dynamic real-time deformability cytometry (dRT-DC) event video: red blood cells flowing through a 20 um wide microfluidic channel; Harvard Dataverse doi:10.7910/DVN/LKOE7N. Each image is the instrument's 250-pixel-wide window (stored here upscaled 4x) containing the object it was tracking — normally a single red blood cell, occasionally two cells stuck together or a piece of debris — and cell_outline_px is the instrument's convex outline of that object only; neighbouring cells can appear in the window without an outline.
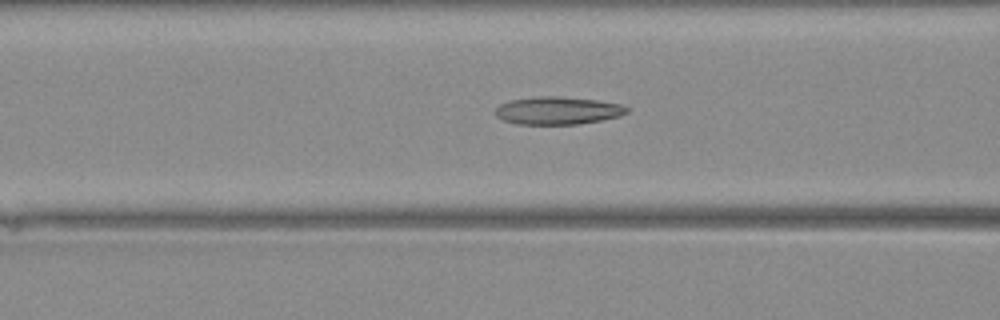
{"species": "Egyptian fruit bat (a non-hibernating species)", "species_latin": "Rousettus aegyptiacus", "temperature_condition": "warm", "stored_images_in_passage": 18, "camera_frame_rate_fps": 3000, "um_per_image_px": 0.085, "animal": {"sex": "female"}, "frame": {"image": 1, "passage_image": 7, "time_ms": 2.0, "image_size_px": [1000, 320], "cell_outline_px": [[628, 112], [620, 116], [600, 120], [576, 124], [516, 124], [504, 120], [496, 116], [496, 108], [500, 104], [508, 100], [540, 96], [556, 96], [596, 100], [620, 104], [628, 108]], "centroid_in_image_um": [47.38, 9.39], "position_along_channel_um": 119.2, "area_um2": 21.1}}
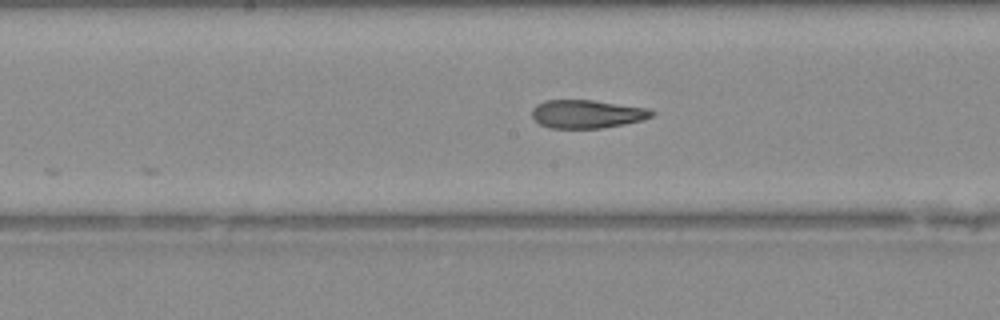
{"frame": {"image": 2, "passage_image": 12, "time_ms": 3.667, "image_size_px": [1000, 320], "cell_outline_px": [[656, 112], [652, 116], [644, 120], [624, 124], [600, 128], [548, 128], [540, 124], [532, 116], [532, 108], [536, 104], [544, 100], [592, 100], [648, 108]], "centroid_in_image_um": [49.89, 9.69], "position_along_channel_um": 198.3, "area_um2": 19.83}}
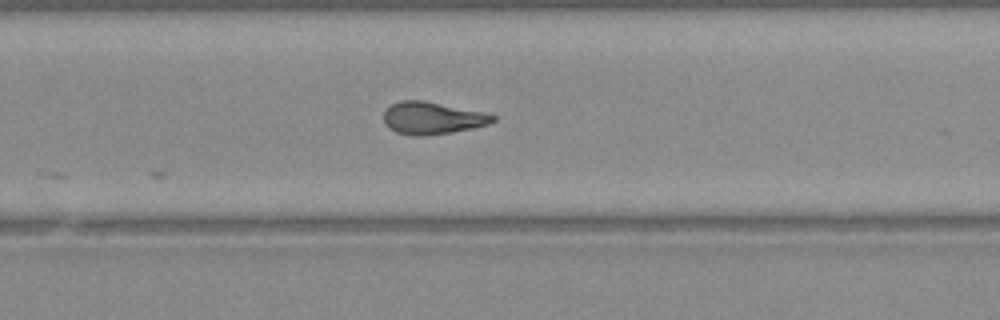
{"frame": {"image": 3, "passage_image": 18, "time_ms": 5.667, "image_size_px": [1000, 320], "cell_outline_px": [[496, 120], [488, 124], [472, 128], [452, 132], [424, 136], [412, 136], [396, 132], [388, 128], [384, 124], [384, 112], [392, 104], [400, 100], [424, 100], [484, 112], [496, 116]], "centroid_in_image_um": [36.73, 10.04], "position_along_channel_um": 293.1, "area_um2": 20.63}}